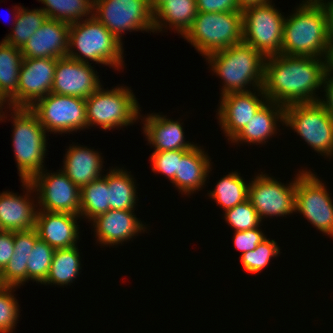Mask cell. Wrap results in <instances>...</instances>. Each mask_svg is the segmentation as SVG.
<instances>
[{
    "instance_id": "obj_1",
    "label": "cell",
    "mask_w": 333,
    "mask_h": 333,
    "mask_svg": "<svg viewBox=\"0 0 333 333\" xmlns=\"http://www.w3.org/2000/svg\"><path fill=\"white\" fill-rule=\"evenodd\" d=\"M332 62L326 58L288 56L265 58L262 90L268 101L287 106L318 102L315 92L323 86Z\"/></svg>"
},
{
    "instance_id": "obj_2",
    "label": "cell",
    "mask_w": 333,
    "mask_h": 333,
    "mask_svg": "<svg viewBox=\"0 0 333 333\" xmlns=\"http://www.w3.org/2000/svg\"><path fill=\"white\" fill-rule=\"evenodd\" d=\"M285 17L282 54L326 58L332 62L328 38V15L320 0H303Z\"/></svg>"
},
{
    "instance_id": "obj_3",
    "label": "cell",
    "mask_w": 333,
    "mask_h": 333,
    "mask_svg": "<svg viewBox=\"0 0 333 333\" xmlns=\"http://www.w3.org/2000/svg\"><path fill=\"white\" fill-rule=\"evenodd\" d=\"M205 59L211 70L223 80L221 96L248 92L251 86L253 91L262 88L265 57L252 46L241 42L209 54Z\"/></svg>"
},
{
    "instance_id": "obj_4",
    "label": "cell",
    "mask_w": 333,
    "mask_h": 333,
    "mask_svg": "<svg viewBox=\"0 0 333 333\" xmlns=\"http://www.w3.org/2000/svg\"><path fill=\"white\" fill-rule=\"evenodd\" d=\"M122 44L123 42L92 16L70 24L67 57L88 64L90 60L119 71L125 63Z\"/></svg>"
},
{
    "instance_id": "obj_5",
    "label": "cell",
    "mask_w": 333,
    "mask_h": 333,
    "mask_svg": "<svg viewBox=\"0 0 333 333\" xmlns=\"http://www.w3.org/2000/svg\"><path fill=\"white\" fill-rule=\"evenodd\" d=\"M12 145L21 181H30L36 174L45 170L47 152L45 128L29 108H12Z\"/></svg>"
},
{
    "instance_id": "obj_6",
    "label": "cell",
    "mask_w": 333,
    "mask_h": 333,
    "mask_svg": "<svg viewBox=\"0 0 333 333\" xmlns=\"http://www.w3.org/2000/svg\"><path fill=\"white\" fill-rule=\"evenodd\" d=\"M242 11L198 12L182 36L204 58L242 42Z\"/></svg>"
},
{
    "instance_id": "obj_7",
    "label": "cell",
    "mask_w": 333,
    "mask_h": 333,
    "mask_svg": "<svg viewBox=\"0 0 333 333\" xmlns=\"http://www.w3.org/2000/svg\"><path fill=\"white\" fill-rule=\"evenodd\" d=\"M102 87L85 99L87 128L99 126L102 130L115 127L121 129L141 119L140 105L133 90L127 86L112 87L111 90Z\"/></svg>"
},
{
    "instance_id": "obj_8",
    "label": "cell",
    "mask_w": 333,
    "mask_h": 333,
    "mask_svg": "<svg viewBox=\"0 0 333 333\" xmlns=\"http://www.w3.org/2000/svg\"><path fill=\"white\" fill-rule=\"evenodd\" d=\"M284 125L322 156H333V118L319 102L285 106Z\"/></svg>"
},
{
    "instance_id": "obj_9",
    "label": "cell",
    "mask_w": 333,
    "mask_h": 333,
    "mask_svg": "<svg viewBox=\"0 0 333 333\" xmlns=\"http://www.w3.org/2000/svg\"><path fill=\"white\" fill-rule=\"evenodd\" d=\"M272 2L242 10V42L257 49L265 58L282 54L285 16Z\"/></svg>"
},
{
    "instance_id": "obj_10",
    "label": "cell",
    "mask_w": 333,
    "mask_h": 333,
    "mask_svg": "<svg viewBox=\"0 0 333 333\" xmlns=\"http://www.w3.org/2000/svg\"><path fill=\"white\" fill-rule=\"evenodd\" d=\"M93 16L121 42L125 31L154 33L149 0H94Z\"/></svg>"
},
{
    "instance_id": "obj_11",
    "label": "cell",
    "mask_w": 333,
    "mask_h": 333,
    "mask_svg": "<svg viewBox=\"0 0 333 333\" xmlns=\"http://www.w3.org/2000/svg\"><path fill=\"white\" fill-rule=\"evenodd\" d=\"M327 186L311 170L296 175L295 212L324 235L333 237V199Z\"/></svg>"
},
{
    "instance_id": "obj_12",
    "label": "cell",
    "mask_w": 333,
    "mask_h": 333,
    "mask_svg": "<svg viewBox=\"0 0 333 333\" xmlns=\"http://www.w3.org/2000/svg\"><path fill=\"white\" fill-rule=\"evenodd\" d=\"M29 109L46 132L70 134L87 129L86 101L83 98L49 93Z\"/></svg>"
},
{
    "instance_id": "obj_13",
    "label": "cell",
    "mask_w": 333,
    "mask_h": 333,
    "mask_svg": "<svg viewBox=\"0 0 333 333\" xmlns=\"http://www.w3.org/2000/svg\"><path fill=\"white\" fill-rule=\"evenodd\" d=\"M296 176L289 184L259 173L249 181L248 199L261 221L268 216L290 215L295 212Z\"/></svg>"
},
{
    "instance_id": "obj_14",
    "label": "cell",
    "mask_w": 333,
    "mask_h": 333,
    "mask_svg": "<svg viewBox=\"0 0 333 333\" xmlns=\"http://www.w3.org/2000/svg\"><path fill=\"white\" fill-rule=\"evenodd\" d=\"M47 171L43 170L30 180L37 192V209L79 215L80 188L62 170L55 173Z\"/></svg>"
},
{
    "instance_id": "obj_15",
    "label": "cell",
    "mask_w": 333,
    "mask_h": 333,
    "mask_svg": "<svg viewBox=\"0 0 333 333\" xmlns=\"http://www.w3.org/2000/svg\"><path fill=\"white\" fill-rule=\"evenodd\" d=\"M257 91V93H256ZM261 98H258V97ZM217 119L221 130L231 141L248 123L259 109L268 101L262 88L255 92H233L220 96Z\"/></svg>"
},
{
    "instance_id": "obj_16",
    "label": "cell",
    "mask_w": 333,
    "mask_h": 333,
    "mask_svg": "<svg viewBox=\"0 0 333 333\" xmlns=\"http://www.w3.org/2000/svg\"><path fill=\"white\" fill-rule=\"evenodd\" d=\"M56 58H23L18 79V108H30L51 93Z\"/></svg>"
},
{
    "instance_id": "obj_17",
    "label": "cell",
    "mask_w": 333,
    "mask_h": 333,
    "mask_svg": "<svg viewBox=\"0 0 333 333\" xmlns=\"http://www.w3.org/2000/svg\"><path fill=\"white\" fill-rule=\"evenodd\" d=\"M91 64L67 56L58 58L51 93L88 98L102 85Z\"/></svg>"
},
{
    "instance_id": "obj_18",
    "label": "cell",
    "mask_w": 333,
    "mask_h": 333,
    "mask_svg": "<svg viewBox=\"0 0 333 333\" xmlns=\"http://www.w3.org/2000/svg\"><path fill=\"white\" fill-rule=\"evenodd\" d=\"M25 195L10 191L0 193V227L3 231H28L35 228L38 205L31 199L35 192L30 181H21ZM31 193V194H30ZM35 204V205H34Z\"/></svg>"
},
{
    "instance_id": "obj_19",
    "label": "cell",
    "mask_w": 333,
    "mask_h": 333,
    "mask_svg": "<svg viewBox=\"0 0 333 333\" xmlns=\"http://www.w3.org/2000/svg\"><path fill=\"white\" fill-rule=\"evenodd\" d=\"M133 212L134 210L110 209L92 219L97 242L109 247L120 243L122 245L134 236H138V233H144L147 229L146 225L142 224Z\"/></svg>"
},
{
    "instance_id": "obj_20",
    "label": "cell",
    "mask_w": 333,
    "mask_h": 333,
    "mask_svg": "<svg viewBox=\"0 0 333 333\" xmlns=\"http://www.w3.org/2000/svg\"><path fill=\"white\" fill-rule=\"evenodd\" d=\"M70 24L47 18L21 49L23 58H63L69 49Z\"/></svg>"
},
{
    "instance_id": "obj_21",
    "label": "cell",
    "mask_w": 333,
    "mask_h": 333,
    "mask_svg": "<svg viewBox=\"0 0 333 333\" xmlns=\"http://www.w3.org/2000/svg\"><path fill=\"white\" fill-rule=\"evenodd\" d=\"M79 218L71 213L38 210L34 229L54 249L70 248L79 240Z\"/></svg>"
},
{
    "instance_id": "obj_22",
    "label": "cell",
    "mask_w": 333,
    "mask_h": 333,
    "mask_svg": "<svg viewBox=\"0 0 333 333\" xmlns=\"http://www.w3.org/2000/svg\"><path fill=\"white\" fill-rule=\"evenodd\" d=\"M159 113L147 114L143 121V133L148 143L155 147L154 152L172 150H190L197 144L185 141L184 131L180 120L166 118Z\"/></svg>"
},
{
    "instance_id": "obj_23",
    "label": "cell",
    "mask_w": 333,
    "mask_h": 333,
    "mask_svg": "<svg viewBox=\"0 0 333 333\" xmlns=\"http://www.w3.org/2000/svg\"><path fill=\"white\" fill-rule=\"evenodd\" d=\"M211 163L207 152L205 153L201 146L196 145L181 157L178 173L175 174L171 183L178 188L179 193L192 195L206 184L209 172L212 171Z\"/></svg>"
},
{
    "instance_id": "obj_24",
    "label": "cell",
    "mask_w": 333,
    "mask_h": 333,
    "mask_svg": "<svg viewBox=\"0 0 333 333\" xmlns=\"http://www.w3.org/2000/svg\"><path fill=\"white\" fill-rule=\"evenodd\" d=\"M66 150L61 170L80 189L103 176L104 161L99 152L74 144Z\"/></svg>"
},
{
    "instance_id": "obj_25",
    "label": "cell",
    "mask_w": 333,
    "mask_h": 333,
    "mask_svg": "<svg viewBox=\"0 0 333 333\" xmlns=\"http://www.w3.org/2000/svg\"><path fill=\"white\" fill-rule=\"evenodd\" d=\"M285 106L267 101L249 120V123L231 140V143L264 144L277 134V123L284 125Z\"/></svg>"
},
{
    "instance_id": "obj_26",
    "label": "cell",
    "mask_w": 333,
    "mask_h": 333,
    "mask_svg": "<svg viewBox=\"0 0 333 333\" xmlns=\"http://www.w3.org/2000/svg\"><path fill=\"white\" fill-rule=\"evenodd\" d=\"M21 49L0 42V106L18 108V77L22 64Z\"/></svg>"
},
{
    "instance_id": "obj_27",
    "label": "cell",
    "mask_w": 333,
    "mask_h": 333,
    "mask_svg": "<svg viewBox=\"0 0 333 333\" xmlns=\"http://www.w3.org/2000/svg\"><path fill=\"white\" fill-rule=\"evenodd\" d=\"M197 13L196 0H168L153 13L154 32H161L163 28L169 27L183 36Z\"/></svg>"
},
{
    "instance_id": "obj_28",
    "label": "cell",
    "mask_w": 333,
    "mask_h": 333,
    "mask_svg": "<svg viewBox=\"0 0 333 333\" xmlns=\"http://www.w3.org/2000/svg\"><path fill=\"white\" fill-rule=\"evenodd\" d=\"M124 168L109 169L108 172V202L110 209L136 210L137 190L133 176ZM137 193V194H136Z\"/></svg>"
},
{
    "instance_id": "obj_29",
    "label": "cell",
    "mask_w": 333,
    "mask_h": 333,
    "mask_svg": "<svg viewBox=\"0 0 333 333\" xmlns=\"http://www.w3.org/2000/svg\"><path fill=\"white\" fill-rule=\"evenodd\" d=\"M81 256L78 246L55 249L49 273L43 285H70L79 276L81 268Z\"/></svg>"
},
{
    "instance_id": "obj_30",
    "label": "cell",
    "mask_w": 333,
    "mask_h": 333,
    "mask_svg": "<svg viewBox=\"0 0 333 333\" xmlns=\"http://www.w3.org/2000/svg\"><path fill=\"white\" fill-rule=\"evenodd\" d=\"M15 22L13 31L4 37L6 44L13 45L15 48L22 49L28 39L43 25L48 18L46 13L41 9L27 10L23 7H14Z\"/></svg>"
},
{
    "instance_id": "obj_31",
    "label": "cell",
    "mask_w": 333,
    "mask_h": 333,
    "mask_svg": "<svg viewBox=\"0 0 333 333\" xmlns=\"http://www.w3.org/2000/svg\"><path fill=\"white\" fill-rule=\"evenodd\" d=\"M110 210L108 202V172L80 189V217L91 221Z\"/></svg>"
},
{
    "instance_id": "obj_32",
    "label": "cell",
    "mask_w": 333,
    "mask_h": 333,
    "mask_svg": "<svg viewBox=\"0 0 333 333\" xmlns=\"http://www.w3.org/2000/svg\"><path fill=\"white\" fill-rule=\"evenodd\" d=\"M248 186L240 173L234 171L224 175L215 188L208 191V196L226 211L248 199Z\"/></svg>"
},
{
    "instance_id": "obj_33",
    "label": "cell",
    "mask_w": 333,
    "mask_h": 333,
    "mask_svg": "<svg viewBox=\"0 0 333 333\" xmlns=\"http://www.w3.org/2000/svg\"><path fill=\"white\" fill-rule=\"evenodd\" d=\"M48 18L73 24L93 16L94 0H38ZM91 13V14H90ZM82 17V18H81Z\"/></svg>"
},
{
    "instance_id": "obj_34",
    "label": "cell",
    "mask_w": 333,
    "mask_h": 333,
    "mask_svg": "<svg viewBox=\"0 0 333 333\" xmlns=\"http://www.w3.org/2000/svg\"><path fill=\"white\" fill-rule=\"evenodd\" d=\"M55 249L40 238L36 241L27 262V282L42 284L49 273Z\"/></svg>"
},
{
    "instance_id": "obj_35",
    "label": "cell",
    "mask_w": 333,
    "mask_h": 333,
    "mask_svg": "<svg viewBox=\"0 0 333 333\" xmlns=\"http://www.w3.org/2000/svg\"><path fill=\"white\" fill-rule=\"evenodd\" d=\"M280 250L275 240L266 238L253 251L241 254L240 261L244 271L253 274L261 272L270 263L271 258L280 254Z\"/></svg>"
},
{
    "instance_id": "obj_36",
    "label": "cell",
    "mask_w": 333,
    "mask_h": 333,
    "mask_svg": "<svg viewBox=\"0 0 333 333\" xmlns=\"http://www.w3.org/2000/svg\"><path fill=\"white\" fill-rule=\"evenodd\" d=\"M224 219L234 231H246L261 227V219L249 199L224 211Z\"/></svg>"
},
{
    "instance_id": "obj_37",
    "label": "cell",
    "mask_w": 333,
    "mask_h": 333,
    "mask_svg": "<svg viewBox=\"0 0 333 333\" xmlns=\"http://www.w3.org/2000/svg\"><path fill=\"white\" fill-rule=\"evenodd\" d=\"M16 288L0 286V333H13L18 323L20 308L18 300L13 295Z\"/></svg>"
},
{
    "instance_id": "obj_38",
    "label": "cell",
    "mask_w": 333,
    "mask_h": 333,
    "mask_svg": "<svg viewBox=\"0 0 333 333\" xmlns=\"http://www.w3.org/2000/svg\"><path fill=\"white\" fill-rule=\"evenodd\" d=\"M187 151L188 150H172L153 152L150 156L152 171L165 175L171 182L174 179L175 174L178 173V166L181 157Z\"/></svg>"
},
{
    "instance_id": "obj_39",
    "label": "cell",
    "mask_w": 333,
    "mask_h": 333,
    "mask_svg": "<svg viewBox=\"0 0 333 333\" xmlns=\"http://www.w3.org/2000/svg\"><path fill=\"white\" fill-rule=\"evenodd\" d=\"M28 258L14 257L0 273L1 286L20 287L27 282Z\"/></svg>"
},
{
    "instance_id": "obj_40",
    "label": "cell",
    "mask_w": 333,
    "mask_h": 333,
    "mask_svg": "<svg viewBox=\"0 0 333 333\" xmlns=\"http://www.w3.org/2000/svg\"><path fill=\"white\" fill-rule=\"evenodd\" d=\"M265 236L259 227L246 231H235L233 242L236 249L240 250L241 254H244L256 249V246L267 238Z\"/></svg>"
},
{
    "instance_id": "obj_41",
    "label": "cell",
    "mask_w": 333,
    "mask_h": 333,
    "mask_svg": "<svg viewBox=\"0 0 333 333\" xmlns=\"http://www.w3.org/2000/svg\"><path fill=\"white\" fill-rule=\"evenodd\" d=\"M39 239L35 229L14 232V252L11 258H29V255Z\"/></svg>"
},
{
    "instance_id": "obj_42",
    "label": "cell",
    "mask_w": 333,
    "mask_h": 333,
    "mask_svg": "<svg viewBox=\"0 0 333 333\" xmlns=\"http://www.w3.org/2000/svg\"><path fill=\"white\" fill-rule=\"evenodd\" d=\"M198 12L242 11L237 0H196Z\"/></svg>"
},
{
    "instance_id": "obj_43",
    "label": "cell",
    "mask_w": 333,
    "mask_h": 333,
    "mask_svg": "<svg viewBox=\"0 0 333 333\" xmlns=\"http://www.w3.org/2000/svg\"><path fill=\"white\" fill-rule=\"evenodd\" d=\"M14 252V232L1 231L0 232V273L7 266L11 260Z\"/></svg>"
},
{
    "instance_id": "obj_44",
    "label": "cell",
    "mask_w": 333,
    "mask_h": 333,
    "mask_svg": "<svg viewBox=\"0 0 333 333\" xmlns=\"http://www.w3.org/2000/svg\"><path fill=\"white\" fill-rule=\"evenodd\" d=\"M324 86V87H323ZM324 97L319 99V103L325 108L327 113L333 118V66L325 74L323 80Z\"/></svg>"
},
{
    "instance_id": "obj_45",
    "label": "cell",
    "mask_w": 333,
    "mask_h": 333,
    "mask_svg": "<svg viewBox=\"0 0 333 333\" xmlns=\"http://www.w3.org/2000/svg\"><path fill=\"white\" fill-rule=\"evenodd\" d=\"M326 8L328 15V38L330 43V49L332 53L333 62V0H320Z\"/></svg>"
},
{
    "instance_id": "obj_46",
    "label": "cell",
    "mask_w": 333,
    "mask_h": 333,
    "mask_svg": "<svg viewBox=\"0 0 333 333\" xmlns=\"http://www.w3.org/2000/svg\"><path fill=\"white\" fill-rule=\"evenodd\" d=\"M239 7L243 10L248 6L266 4L272 0H237Z\"/></svg>"
},
{
    "instance_id": "obj_47",
    "label": "cell",
    "mask_w": 333,
    "mask_h": 333,
    "mask_svg": "<svg viewBox=\"0 0 333 333\" xmlns=\"http://www.w3.org/2000/svg\"><path fill=\"white\" fill-rule=\"evenodd\" d=\"M167 1L168 0H149L152 13H154L163 3Z\"/></svg>"
}]
</instances>
